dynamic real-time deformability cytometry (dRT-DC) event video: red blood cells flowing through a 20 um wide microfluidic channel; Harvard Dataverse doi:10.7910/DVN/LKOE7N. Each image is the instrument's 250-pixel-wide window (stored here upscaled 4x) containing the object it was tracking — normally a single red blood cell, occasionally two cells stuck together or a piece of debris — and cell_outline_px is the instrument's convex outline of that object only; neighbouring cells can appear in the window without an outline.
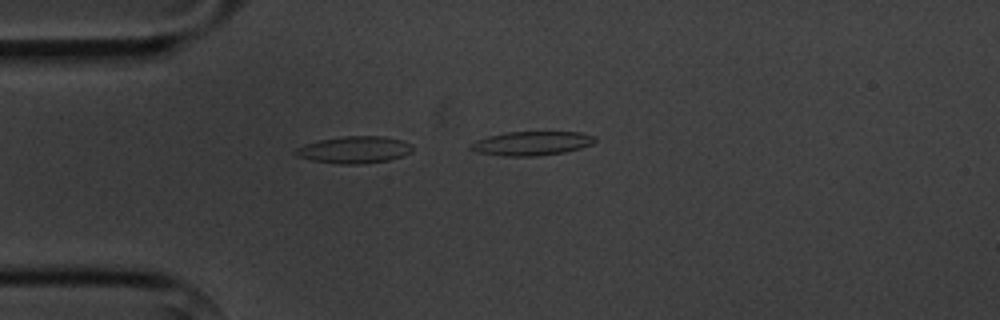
{"species": "common noctule bat (a hibernating species)", "species_latin": "Nyctalus noctula", "temperature_condition": "cold", "stored_images_in_passage": 5, "camera_frame_rate_fps": 3000, "um_per_image_px": 0.085, "animal": {"sex": "male", "body_mass_g": 20.1, "forearm_length_mm": 53.5}, "frame": {"image": 1, "passage_image": 4, "time_ms": 3.667, "image_size_px": [1000, 320], "cell_outline_px": [[412, 152], [388, 160], [360, 164], [340, 164], [312, 160], [296, 156], [292, 152], [296, 148], [304, 144], [320, 140], [340, 136], [384, 136], [404, 140], [412, 144]], "centroid_in_image_um": [30.1, 12.72], "position_along_channel_um": 54.9, "area_um2": 18.5}}